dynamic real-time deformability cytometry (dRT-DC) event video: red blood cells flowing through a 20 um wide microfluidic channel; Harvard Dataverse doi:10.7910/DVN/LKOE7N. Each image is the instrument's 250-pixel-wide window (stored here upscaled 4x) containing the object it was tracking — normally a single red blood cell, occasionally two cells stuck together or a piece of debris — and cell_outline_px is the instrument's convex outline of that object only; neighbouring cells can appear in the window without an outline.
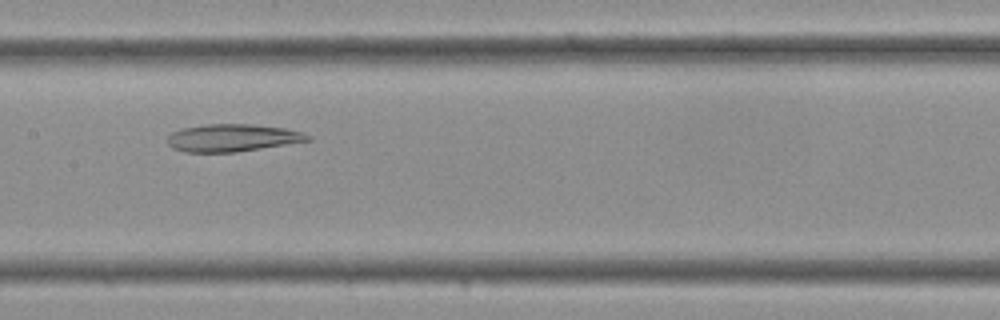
{"species": "Egyptian fruit bat (a non-hibernating species)", "species_latin": "Rousettus aegyptiacus", "temperature_condition": "cold", "stored_images_in_passage": 33, "camera_frame_rate_fps": 3000, "um_per_image_px": 0.085, "frame": {"image": 1, "passage_image": 15, "time_ms": 4.667, "image_size_px": [1000, 320], "cell_outline_px": [[312, 140], [236, 152], [184, 152], [172, 148], [168, 144], [168, 136], [172, 132], [184, 128], [208, 124], [252, 124], [284, 128], [300, 132], [312, 136]], "centroid_in_image_um": [19.75, 11.72], "position_along_channel_um": 187.7, "area_um2": 22.31}}
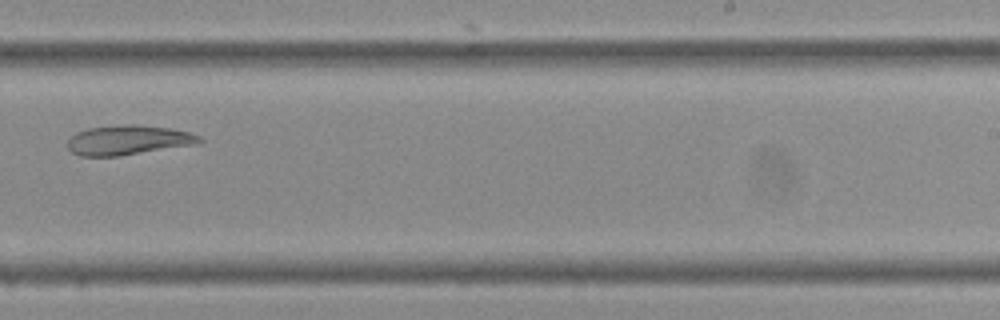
{"frame": {"image": 2, "passage_image": 20, "time_ms": 6.333, "image_size_px": [1000, 320], "cell_outline_px": [[204, 140], [200, 144], [120, 156], [80, 156], [72, 152], [68, 148], [68, 140], [76, 132], [88, 128], [128, 124], [136, 124], [168, 128], [188, 132], [200, 136]], "centroid_in_image_um": [10.93, 11.91], "position_along_channel_um": 278.1, "area_um2": 22.89}}
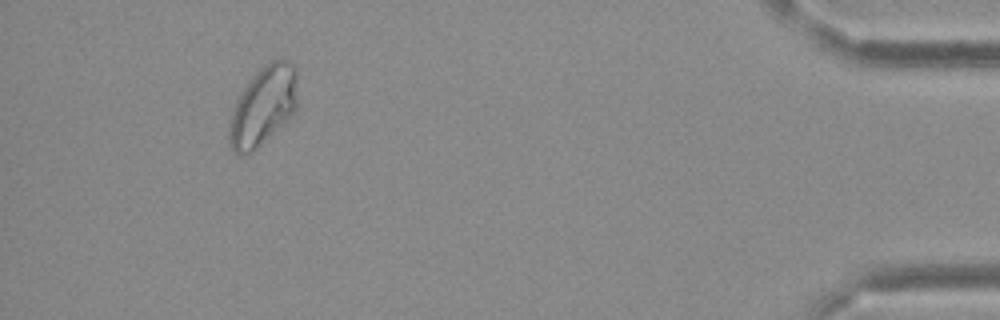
{"frame": {"image": 3, "passage_image": 31, "time_ms": 10.0, "image_size_px": [1000, 320], "cell_outline_px": [[296, 108], [252, 152], [236, 152], [232, 148], [228, 140], [228, 128], [232, 112], [244, 88], [252, 76], [264, 64], [272, 60], [284, 56], [296, 64]], "centroid_in_image_um": [22.38, 8.9], "position_along_channel_um": 412.8, "area_um2": 30.63}}